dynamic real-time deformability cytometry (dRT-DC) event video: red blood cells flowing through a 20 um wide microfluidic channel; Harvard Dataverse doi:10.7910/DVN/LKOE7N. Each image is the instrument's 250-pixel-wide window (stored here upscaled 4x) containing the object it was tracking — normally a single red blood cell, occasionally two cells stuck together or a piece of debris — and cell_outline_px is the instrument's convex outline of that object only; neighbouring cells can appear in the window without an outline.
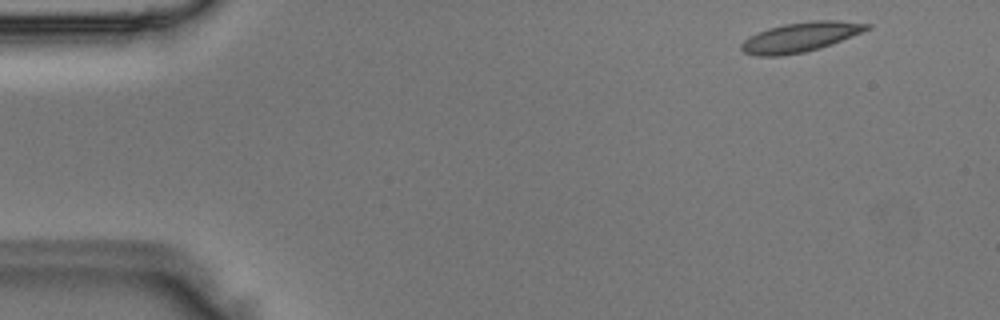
{"species": "Egyptian fruit bat (a non-hibernating species)", "species_latin": "Rousettus aegyptiacus", "temperature_condition": "room temperature", "stored_images_in_passage": 5, "camera_frame_rate_fps": 3000, "um_per_image_px": 0.085, "animal": {"sex": "male"}, "frame": {"image": 1, "passage_image": 1, "time_ms": 0.0, "image_size_px": [1000, 320], "cell_outline_px": [[872, 28], [832, 44], [820, 48], [804, 52], [780, 56], [756, 56], [744, 52], [740, 48], [740, 44], [744, 40], [768, 28], [784, 24], [812, 20], [840, 20], [872, 24]], "centroid_in_image_um": [68.07, 3.15], "position_along_channel_um": 16.9, "area_um2": 21.68}}
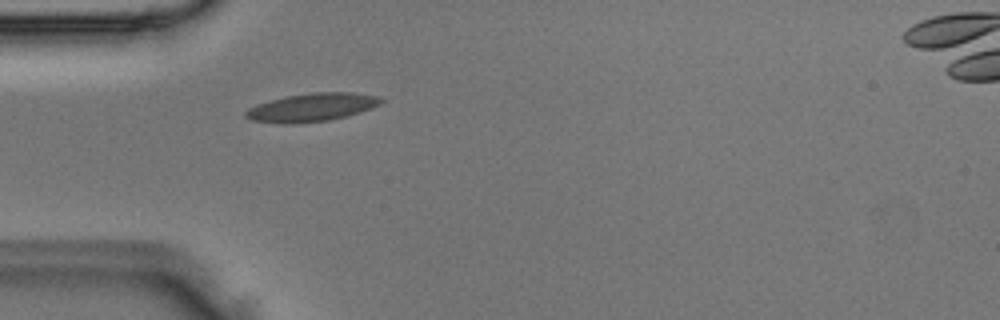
{"frame": {"image": 2, "passage_image": 4, "time_ms": 1.0, "image_size_px": [1000, 320], "cell_outline_px": [[384, 100], [380, 104], [372, 108], [360, 112], [328, 120], [296, 124], [280, 124], [252, 120], [244, 116], [244, 112], [248, 108], [284, 96], [312, 92], [352, 92], [380, 96]], "centroid_in_image_um": [26.52, 9.12], "position_along_channel_um": 58.5, "area_um2": 22.31}}